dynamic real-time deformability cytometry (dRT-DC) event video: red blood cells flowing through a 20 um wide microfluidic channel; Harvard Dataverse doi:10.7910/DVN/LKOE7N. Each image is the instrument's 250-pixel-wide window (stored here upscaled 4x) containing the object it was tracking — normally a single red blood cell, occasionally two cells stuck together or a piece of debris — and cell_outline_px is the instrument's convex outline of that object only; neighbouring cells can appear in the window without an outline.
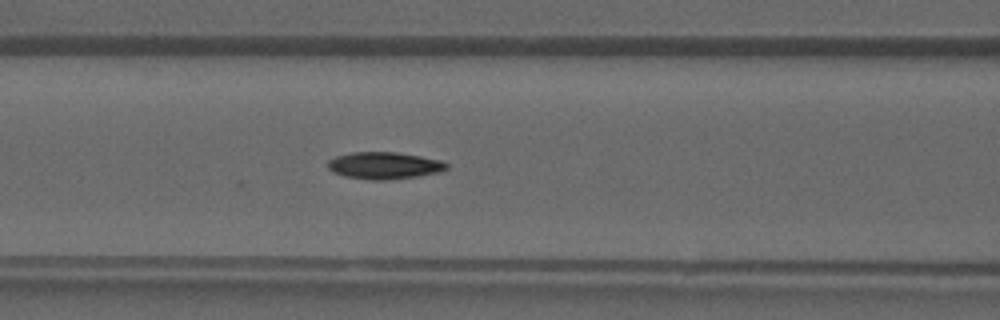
{"species": "common noctule bat (a hibernating species)", "species_latin": "Nyctalus noctula", "temperature_condition": "warm", "stored_images_in_passage": 35, "camera_frame_rate_fps": 3000, "um_per_image_px": 0.085, "animal": {"sex": "male", "forearm_length_mm": 52.5}, "frame": {"image": 1, "passage_image": 17, "time_ms": 5.333, "image_size_px": [1000, 320], "cell_outline_px": [[448, 168], [436, 172], [420, 176], [384, 180], [372, 180], [344, 176], [332, 172], [328, 168], [328, 160], [336, 156], [352, 152], [396, 152], [420, 156], [440, 160], [448, 164]], "centroid_in_image_um": [32.63, 14.07], "position_along_channel_um": 134.0, "area_um2": 18.61}}
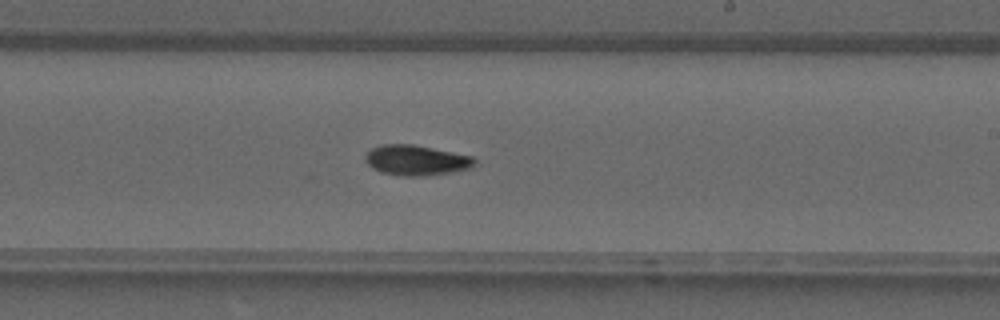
{"frame": {"image": 2, "passage_image": 24, "time_ms": 7.667, "image_size_px": [1000, 320], "cell_outline_px": [[476, 164], [472, 168], [452, 172], [424, 176], [396, 176], [380, 172], [372, 168], [364, 160], [364, 156], [372, 148], [380, 144], [412, 144], [472, 156], [476, 160]], "centroid_in_image_um": [35.36, 13.63], "position_along_channel_um": 253.6, "area_um2": 19.48}}
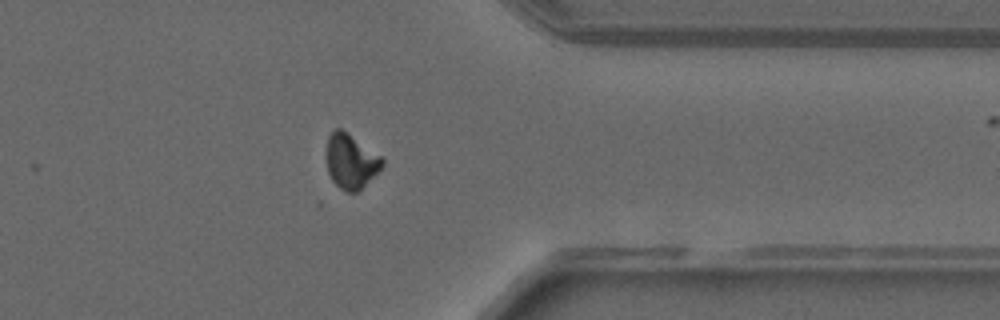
{"frame": {"image": 3, "passage_image": 32, "time_ms": 10.333, "image_size_px": [1000, 320], "cell_outline_px": [[384, 164], [356, 192], [344, 192], [332, 180], [328, 172], [324, 156], [328, 136], [336, 128], [340, 128], [380, 156], [384, 160]], "centroid_in_image_um": [29.75, 13.7], "position_along_channel_um": 381.7, "area_um2": 17.46}}